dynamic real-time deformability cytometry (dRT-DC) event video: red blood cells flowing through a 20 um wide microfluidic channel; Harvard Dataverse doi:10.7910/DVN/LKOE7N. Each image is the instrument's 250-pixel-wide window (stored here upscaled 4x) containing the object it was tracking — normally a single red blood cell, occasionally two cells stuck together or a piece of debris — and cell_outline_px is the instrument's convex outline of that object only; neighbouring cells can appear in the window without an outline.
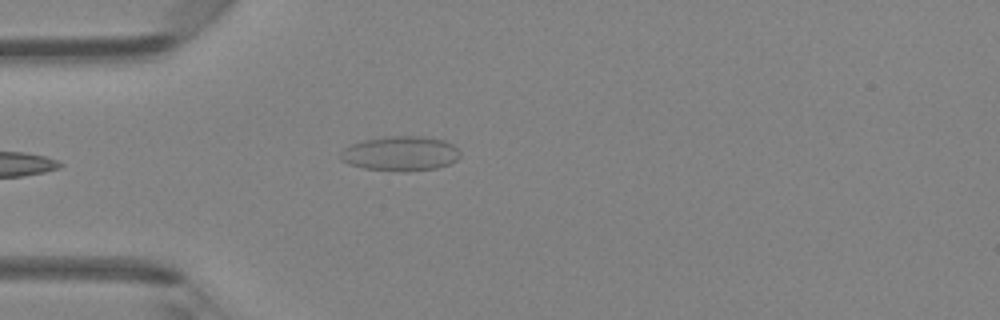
{"species": "Egyptian fruit bat (a non-hibernating species)", "species_latin": "Rousettus aegyptiacus", "temperature_condition": "room temperature", "stored_images_in_passage": 32, "camera_frame_rate_fps": 3000, "um_per_image_px": 0.085, "animal": {"sex": "female"}, "frame": {"image": 1, "passage_image": 1, "time_ms": 0.0, "image_size_px": [1000, 320], "cell_outline_px": [[460, 156], [456, 160], [448, 164], [436, 168], [408, 172], [400, 172], [364, 168], [348, 164], [340, 160], [340, 152], [344, 148], [352, 144], [364, 140], [392, 136], [420, 136], [444, 140], [452, 144], [460, 152]], "centroid_in_image_um": [34.03, 13.06], "position_along_channel_um": 51.0, "area_um2": 24.22}}
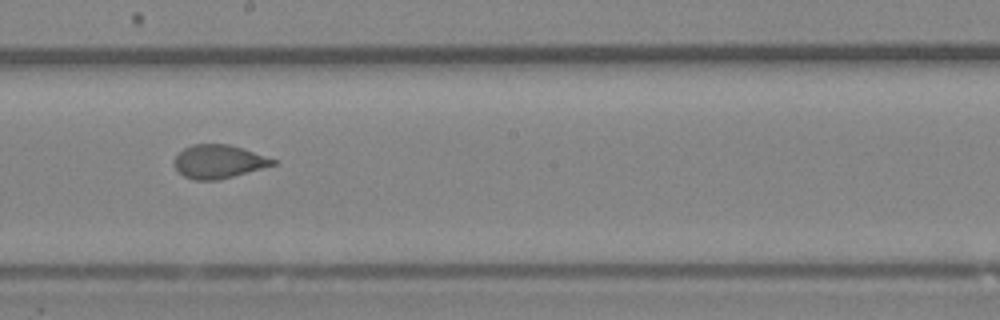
{"frame": {"image": 2, "passage_image": 14, "time_ms": 4.333, "image_size_px": [1000, 320], "cell_outline_px": [[276, 164], [220, 180], [192, 180], [184, 176], [172, 164], [176, 156], [184, 148], [192, 144], [228, 144], [276, 160]], "centroid_in_image_um": [18.53, 13.74], "position_along_channel_um": 229.7, "area_um2": 19.02}}
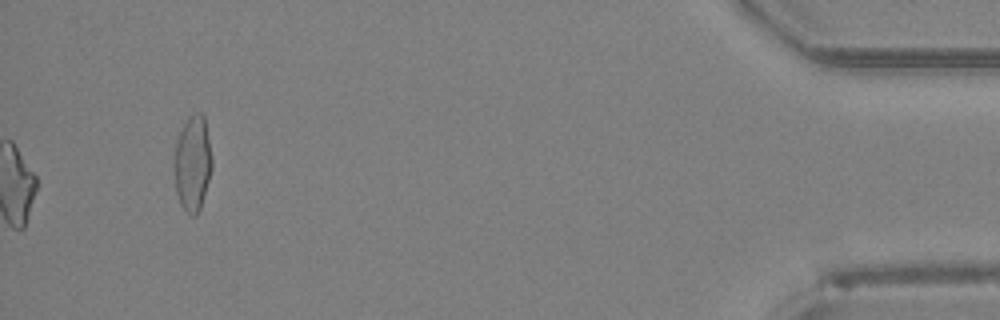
{"frame": {"image": 3, "passage_image": 32, "time_ms": 10.333, "image_size_px": [1000, 320], "cell_outline_px": [[212, 168], [200, 208], [196, 216], [192, 216], [180, 204], [176, 192], [172, 168], [176, 140], [188, 116], [196, 112], [200, 112], [204, 116], [212, 160]], "centroid_in_image_um": [16.34, 13.88], "position_along_channel_um": 418.9, "area_um2": 21.15}, "authors_computed_cell_mechanics": {"area_um2": 20.3745, "velocity_mm_per_s": 4.3588, "shape_relaxation_time_tau1_ms": null, "shape_relaxation_time_tau2_ms": 0.6838, "deformation_change_tau1": null, "deformation_change_tau2": 0.0447}}